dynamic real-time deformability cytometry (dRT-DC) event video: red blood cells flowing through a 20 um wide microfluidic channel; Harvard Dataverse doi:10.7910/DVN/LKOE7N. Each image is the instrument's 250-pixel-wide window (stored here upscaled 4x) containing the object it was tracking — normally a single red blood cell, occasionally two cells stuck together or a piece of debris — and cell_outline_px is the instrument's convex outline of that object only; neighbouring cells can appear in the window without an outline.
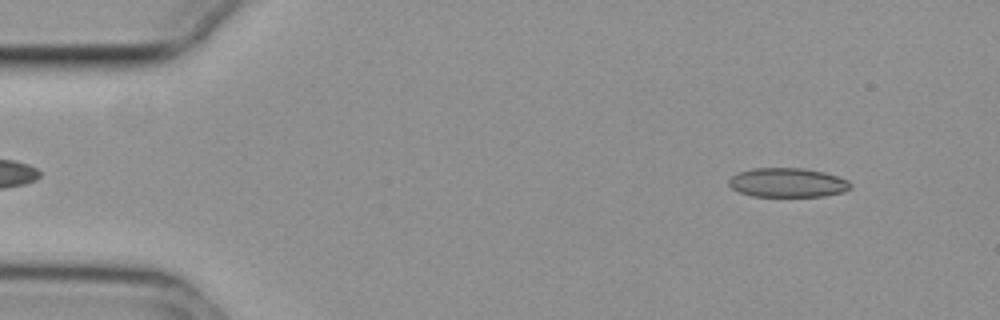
{"species": "common noctule bat (a hibernating species)", "species_latin": "Nyctalus noctula", "temperature_condition": "cold", "stored_images_in_passage": 53, "camera_frame_rate_fps": 3000, "um_per_image_px": 0.085, "animal": {"sex": "female", "body_mass_g": 29.2, "forearm_length_mm": 56.3}, "frame": {"image": 1, "passage_image": 4, "time_ms": 1.0, "image_size_px": [1000, 320], "cell_outline_px": [[852, 188], [844, 192], [824, 196], [752, 196], [740, 192], [732, 188], [728, 184], [728, 180], [732, 176], [740, 172], [752, 168], [804, 168], [824, 172], [848, 180], [852, 184]], "centroid_in_image_um": [66.97, 15.52], "position_along_channel_um": 18.0, "area_um2": 20.75}}
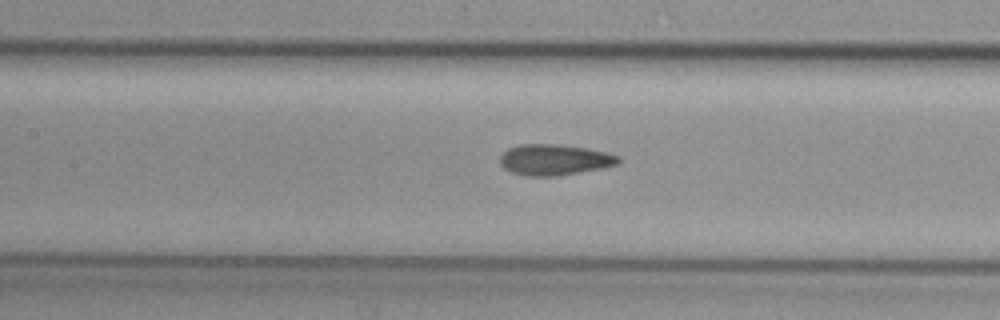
{"frame": {"image": 2, "passage_image": 23, "time_ms": 7.333, "image_size_px": [1000, 320], "cell_outline_px": [[620, 160], [616, 164], [604, 168], [556, 176], [524, 176], [512, 172], [504, 168], [500, 164], [500, 156], [508, 148], [520, 144], [556, 144], [584, 148], [604, 152], [620, 156]], "centroid_in_image_um": [47.1, 13.58], "position_along_channel_um": 160.3, "area_um2": 21.21}}
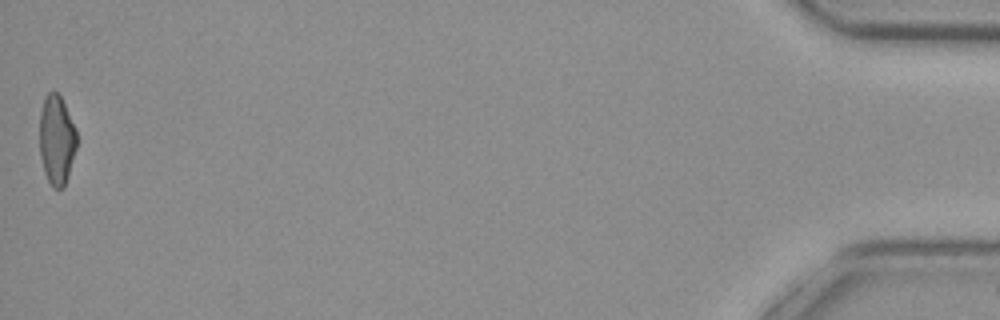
{"frame": {"image": 3, "passage_image": 53, "time_ms": 17.333, "image_size_px": [1000, 320], "cell_outline_px": [[76, 148], [68, 176], [64, 188], [52, 188], [44, 172], [40, 156], [40, 112], [44, 96], [48, 92], [56, 92], [60, 96], [76, 128]], "centroid_in_image_um": [4.8, 11.9], "position_along_channel_um": 430.4, "area_um2": 19.36}, "authors_computed_cell_mechanics": {"area_um2": 20.9236, "velocity_mm_per_s": 3.7386, "shape_relaxation_time_tau1_ms": null, "shape_relaxation_time_tau2_ms": 3.0834, "deformation_change_tau1": null, "deformation_change_tau2": 0.1038}}